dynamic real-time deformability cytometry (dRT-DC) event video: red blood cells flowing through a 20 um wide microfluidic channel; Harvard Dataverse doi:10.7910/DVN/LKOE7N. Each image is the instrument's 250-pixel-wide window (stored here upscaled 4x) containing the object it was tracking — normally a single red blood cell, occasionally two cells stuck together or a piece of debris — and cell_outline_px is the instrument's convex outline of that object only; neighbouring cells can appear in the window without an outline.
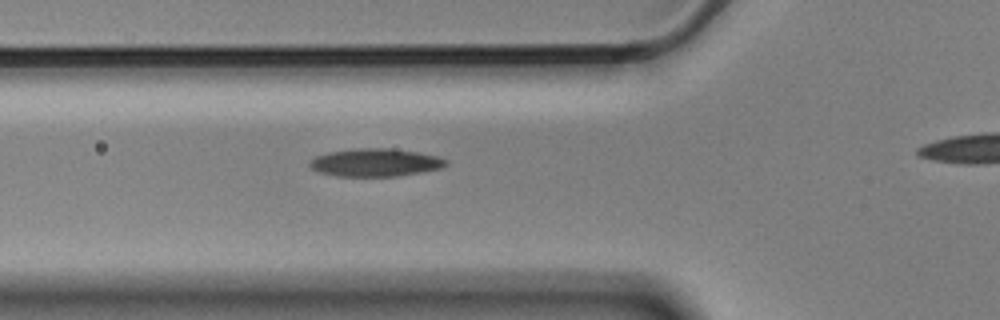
{"species": "Egyptian fruit bat (a non-hibernating species)", "species_latin": "Rousettus aegyptiacus", "temperature_condition": "cold", "stored_images_in_passage": 5, "camera_frame_rate_fps": 3000, "um_per_image_px": 0.085, "animal": {"sex": "male"}, "frame": {"image": 1, "passage_image": 4, "time_ms": 1.0, "image_size_px": [1000, 320], "cell_outline_px": [[448, 164], [440, 168], [420, 172], [396, 176], [336, 176], [320, 172], [312, 168], [308, 164], [308, 160], [316, 156], [328, 152], [356, 148], [392, 148], [416, 152], [436, 156], [448, 160]], "centroid_in_image_um": [31.87, 13.81], "position_along_channel_um": 93.9, "area_um2": 22.08}}